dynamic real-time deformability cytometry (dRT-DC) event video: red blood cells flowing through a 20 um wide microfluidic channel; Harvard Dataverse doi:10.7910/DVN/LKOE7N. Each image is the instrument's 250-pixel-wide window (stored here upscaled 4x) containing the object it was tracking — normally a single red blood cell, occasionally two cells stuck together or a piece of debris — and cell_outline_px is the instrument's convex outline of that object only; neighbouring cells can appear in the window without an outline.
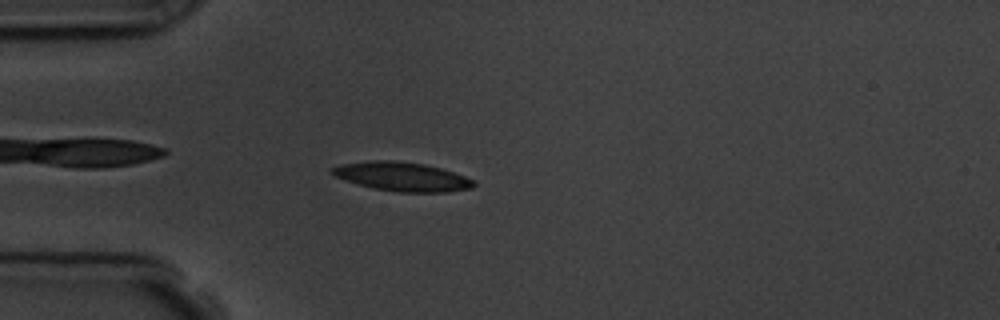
{"species": "common noctule bat (a hibernating species)", "species_latin": "Nyctalus noctula", "temperature_condition": "room temperature", "stored_images_in_passage": 5, "camera_frame_rate_fps": 3000, "um_per_image_px": 0.085, "animal": {"sex": "male", "body_mass_g": 19.5, "forearm_length_mm": 54.6}, "frame": {"image": 1, "passage_image": 4, "time_ms": 3.333, "image_size_px": [1000, 320], "cell_outline_px": [[476, 184], [472, 188], [448, 192], [396, 192], [372, 188], [344, 180], [328, 172], [332, 168], [340, 164], [372, 160], [396, 160], [424, 164], [440, 168], [464, 176], [472, 180]], "centroid_in_image_um": [34.14, 15.01], "position_along_channel_um": 50.9, "area_um2": 23.93}}